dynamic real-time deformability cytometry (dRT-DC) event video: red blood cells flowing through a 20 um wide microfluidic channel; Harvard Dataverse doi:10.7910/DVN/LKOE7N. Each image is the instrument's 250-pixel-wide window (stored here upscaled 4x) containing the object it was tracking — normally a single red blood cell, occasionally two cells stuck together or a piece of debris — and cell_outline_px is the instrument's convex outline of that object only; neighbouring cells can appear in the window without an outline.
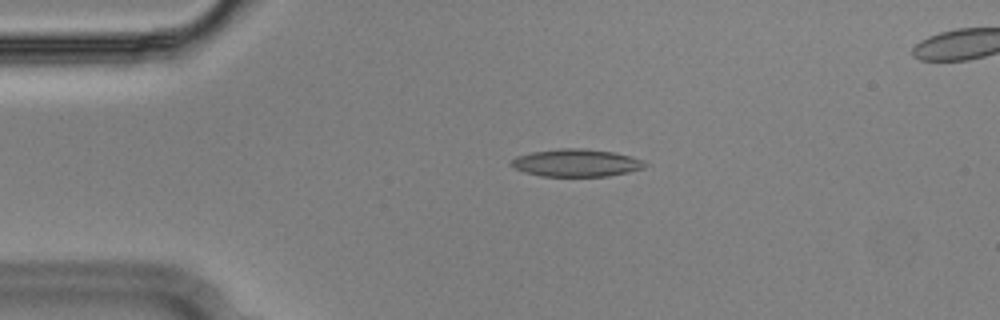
{"species": "Egyptian fruit bat (a non-hibernating species)", "species_latin": "Rousettus aegyptiacus", "temperature_condition": "cold", "stored_images_in_passage": 44, "camera_frame_rate_fps": 3000, "um_per_image_px": 0.085, "animal": {"sex": "male"}, "frame": {"image": 1, "passage_image": 1, "time_ms": 0.0, "image_size_px": [1000, 320], "cell_outline_px": [[648, 164], [644, 168], [628, 172], [608, 176], [540, 176], [524, 172], [512, 168], [508, 164], [508, 160], [516, 156], [532, 152], [560, 148], [580, 148], [612, 152], [628, 156], [640, 160]], "centroid_in_image_um": [48.88, 13.85], "position_along_channel_um": 36.1, "area_um2": 21.5}}
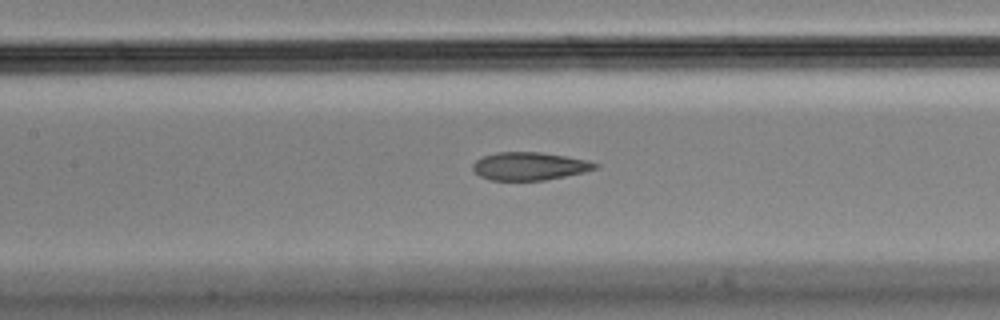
{"frame": {"image": 2, "passage_image": 14, "time_ms": 4.333, "image_size_px": [1000, 320], "cell_outline_px": [[600, 164], [596, 168], [584, 172], [544, 180], [492, 180], [480, 176], [472, 168], [472, 164], [476, 160], [484, 156], [496, 152], [540, 152], [588, 160]], "centroid_in_image_um": [45.0, 14.12], "position_along_channel_um": 162.4, "area_um2": 19.77}}
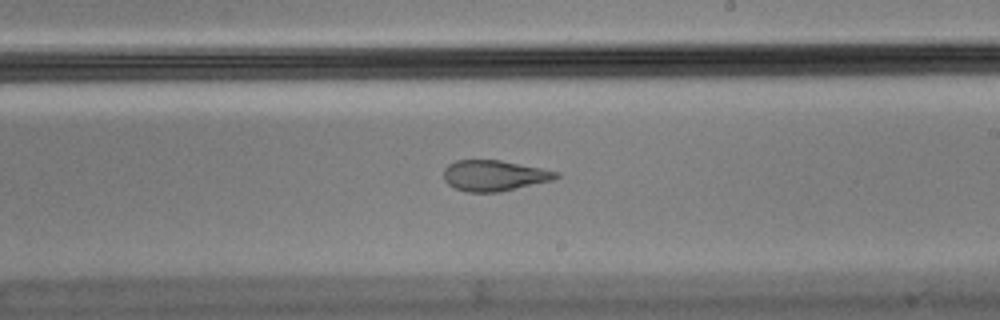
{"frame": {"image": 3, "passage_image": 21, "time_ms": 6.667, "image_size_px": [1000, 320], "cell_outline_px": [[560, 176], [552, 180], [500, 192], [468, 192], [456, 188], [448, 184], [444, 180], [444, 168], [448, 164], [456, 160], [500, 160], [560, 172]], "centroid_in_image_um": [41.99, 14.92], "position_along_channel_um": 247.0, "area_um2": 20.06}}